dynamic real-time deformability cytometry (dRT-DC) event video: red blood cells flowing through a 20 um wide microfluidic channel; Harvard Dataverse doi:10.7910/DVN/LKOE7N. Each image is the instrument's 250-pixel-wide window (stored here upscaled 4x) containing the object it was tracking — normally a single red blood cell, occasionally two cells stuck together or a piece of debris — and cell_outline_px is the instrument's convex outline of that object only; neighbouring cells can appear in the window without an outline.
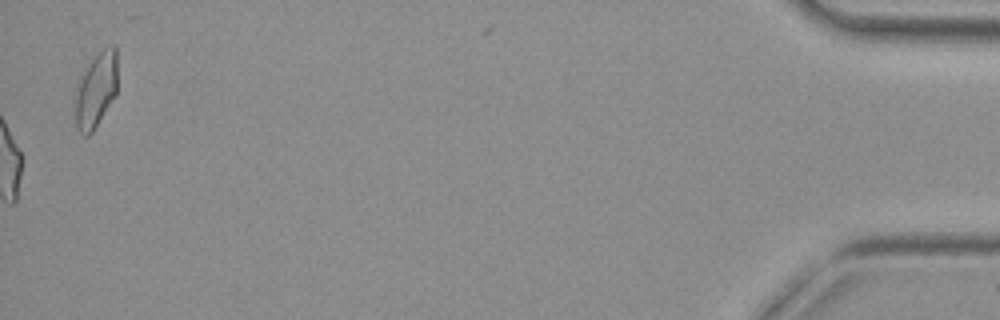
{"species": "common noctule bat (a hibernating species)", "species_latin": "Nyctalus noctula", "temperature_condition": "cold", "stored_images_in_passage": 53, "camera_frame_rate_fps": 3000, "um_per_image_px": 0.085, "animal": {"sex": "female", "body_mass_g": 29.2, "forearm_length_mm": 56.3}, "frame": {"image": 1, "passage_image": 53, "time_ms": 17.333, "image_size_px": [1000, 320], "cell_outline_px": [[116, 96], [92, 132], [88, 136], [84, 136], [80, 132], [76, 124], [76, 88], [88, 64], [104, 48], [112, 44], [116, 48]], "centroid_in_image_um": [8.18, 7.67], "position_along_channel_um": 427.0, "area_um2": 18.09}, "authors_computed_cell_mechanics": {"area_um2": 19.363, "velocity_mm_per_s": 3.741, "shape_relaxation_time_tau1_ms": null, "shape_relaxation_time_tau2_ms": 2.8602, "deformation_change_tau1": null, "deformation_change_tau2": 0.1073}}